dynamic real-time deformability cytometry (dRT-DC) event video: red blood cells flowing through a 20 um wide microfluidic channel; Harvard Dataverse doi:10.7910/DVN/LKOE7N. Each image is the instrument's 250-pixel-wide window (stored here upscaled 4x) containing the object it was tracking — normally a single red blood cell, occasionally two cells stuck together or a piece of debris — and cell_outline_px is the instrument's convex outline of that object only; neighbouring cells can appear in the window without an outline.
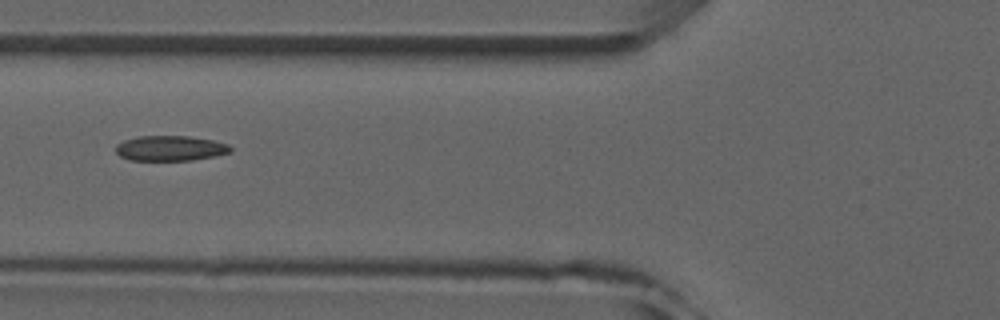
{"species": "common noctule bat (a hibernating species)", "species_latin": "Nyctalus noctula", "temperature_condition": "room temperature", "stored_images_in_passage": 5, "camera_frame_rate_fps": 3000, "um_per_image_px": 0.085, "animal": {"sex": "male", "forearm_length_mm": 52.5}, "frame": {"image": 1, "passage_image": 4, "time_ms": 4.333, "image_size_px": [1000, 320], "cell_outline_px": [[232, 152], [192, 160], [128, 160], [120, 156], [116, 152], [116, 144], [124, 140], [136, 136], [188, 136], [212, 140], [228, 144], [232, 148]], "centroid_in_image_um": [14.45, 12.6], "position_along_channel_um": 111.4, "area_um2": 16.82}}
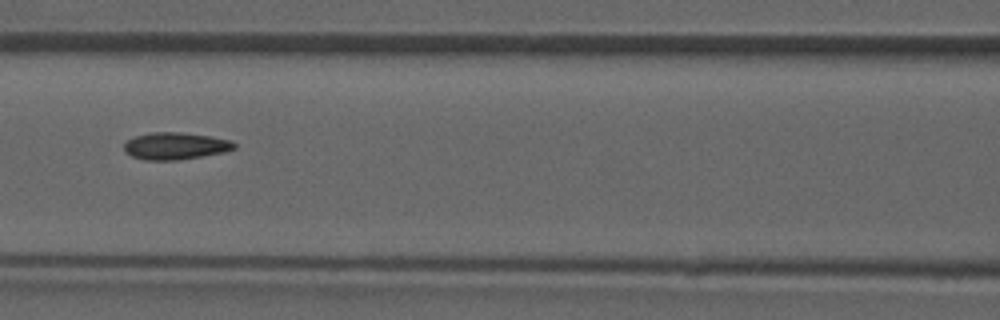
{"frame": {"image": 2, "passage_image": 5, "time_ms": 5.333, "image_size_px": [1000, 320], "cell_outline_px": [[236, 148], [224, 152], [176, 160], [144, 160], [132, 156], [124, 152], [124, 140], [136, 136], [152, 132], [180, 132], [212, 136], [232, 140], [236, 144]], "centroid_in_image_um": [14.89, 12.4], "position_along_channel_um": 151.7, "area_um2": 17.51}}